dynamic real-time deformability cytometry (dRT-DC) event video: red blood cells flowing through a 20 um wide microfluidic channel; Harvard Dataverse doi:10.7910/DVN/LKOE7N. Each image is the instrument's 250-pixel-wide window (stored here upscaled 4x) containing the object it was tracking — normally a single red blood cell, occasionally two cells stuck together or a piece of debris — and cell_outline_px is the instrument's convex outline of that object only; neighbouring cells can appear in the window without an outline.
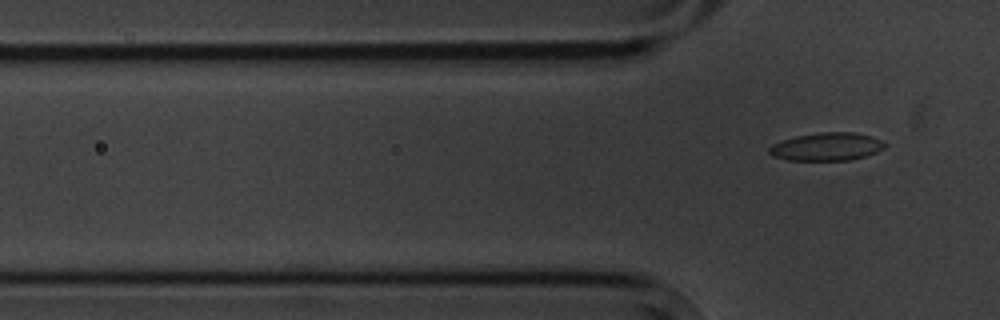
{"species": "common noctule bat (a hibernating species)", "species_latin": "Nyctalus noctula", "temperature_condition": "cold", "stored_images_in_passage": 7, "segment_of_instrument_passage": [2, 2], "camera_frame_rate_fps": 3000, "um_per_image_px": 0.085, "animal": {"sex": "male", "body_mass_g": 20.1, "forearm_length_mm": 53.5}, "frame": {"image": 1, "passage_image": 7, "time_ms": 7.0, "image_size_px": [1000, 320], "cell_outline_px": [[888, 144], [884, 148], [876, 152], [852, 160], [788, 160], [772, 156], [768, 152], [768, 148], [772, 144], [796, 136], [820, 132], [852, 132], [872, 136]], "centroid_in_image_um": [70.27, 12.47], "position_along_channel_um": 55.5, "area_um2": 18.84}}